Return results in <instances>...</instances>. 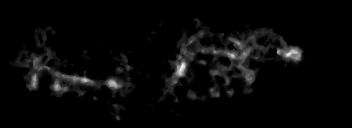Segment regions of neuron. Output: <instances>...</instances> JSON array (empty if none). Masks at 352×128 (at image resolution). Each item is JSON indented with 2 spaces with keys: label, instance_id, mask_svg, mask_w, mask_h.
Returning <instances> with one entry per match:
<instances>
[{
  "label": "neuron",
  "instance_id": "obj_1",
  "mask_svg": "<svg viewBox=\"0 0 352 128\" xmlns=\"http://www.w3.org/2000/svg\"><path fill=\"white\" fill-rule=\"evenodd\" d=\"M202 32V33H201ZM203 32H205V34H207V31H201L200 29H196V31H194L193 35H191L190 37L186 38V41L183 42L182 45V49L179 52V55L177 57V65L174 68V72L173 74H169L170 75V85L167 84L168 89L171 90L172 89V83L174 85H178L179 83H181V85L184 86H188L189 82H187L186 80L188 77L190 76V70L188 68H186V66L189 63L190 58L194 57L195 53H202L205 52V54H209L211 57L214 54H220L223 55L224 57H226L229 60H233V64H231V66L229 67H222L220 69H212L213 66H218V65H222L223 60H216L215 57L214 59H211V61L205 60L204 65L205 66H209L211 64V69H210V74L212 75L213 79L212 80H207V83H209L211 85V89L213 90L211 93V96H220L221 94L219 93V90L216 89L215 86V81L219 80V78H222L221 80H224L223 78H227L230 74L233 73L234 74H240L243 75V79H245L247 82L251 83L254 81V78H257L258 76H260L259 74H254L252 71H250L249 67H247V65L245 64V60H249L252 61V58L257 57V60H259L260 62L262 61L261 58L263 55H267V53L273 51L275 54V56H279L281 57V59L284 60H290V65H293L294 62H305L304 59L302 60V53L300 51V49L297 48L296 44H292L290 46H287V48L283 45V42H281L279 38H277L276 36L274 37V44H269L268 47H258L257 49V45L256 43L258 42V44L261 45V41L257 39H255L253 37V35H249V37L247 38L246 42H243L241 40H244L243 34H238L239 40L238 38L233 39L232 35L233 34H229V36L225 35V34H221L219 35V37H223L224 42H230L233 43V45L235 46V48H227V47H222V48H211V47H206L203 46V48L205 50H200L202 48V45H207V44H201L199 46V44L194 47L192 50H190L187 53V48L191 45L192 42H197L198 38H199V34H200V38L203 37ZM37 34V41L39 43V47L41 51H46L47 52V57L46 56H37L34 55L33 53H30V62L25 63L24 61H19L18 65L21 66H27V69L29 68V71L31 72V77L27 78L26 80H28L29 82V87L32 90H37V88H39L41 85L38 83V74H37V70H43L45 71L47 74H49L50 77L55 79L54 85L52 87V91L53 92H65L66 96L64 97L65 99H69L70 95L68 93V88L64 85V87H62V81H60L59 79H65L68 80L70 82H74L76 83V86H78L79 90L75 91V96L82 94V91H80V86L81 85H90L91 83H93L96 87H97V92L99 93H103L104 92V87H107L109 89L111 88H118L120 92L125 91V89H128L127 86H130L132 80L137 78V75H133V74H128L127 72V66L128 64H121L120 68L123 69L122 71V80H124V78L126 79V87H119V81H116L117 79L114 77H111V73L110 71L106 74V76H101L99 79H92L91 77L88 78H81L80 76H76L73 74H67L66 72H64L63 70L59 69V66H55L54 62L50 63L51 65H49L47 68H44L45 66L43 65V63H45L48 59V57H56V53L50 48V47H45L43 46L45 44V41L48 42V40L44 39L42 35H40V33H35ZM198 34V35H196ZM275 43L277 44V47H275ZM116 48L115 52H117V55H119V60L116 61V63H118L120 60H123L125 58L124 53H122V49L119 46H114ZM43 48H47L44 49ZM19 51H24V43L20 42L19 47H18ZM123 54V55H122ZM253 55V57L251 56ZM263 62V61H262ZM225 68H228L229 73L225 74V76H220V74H223L222 72L225 71ZM231 71V72H230ZM56 79H58V81H56ZM102 83V85L104 86H100L99 84ZM128 83V84H127ZM188 83V84H187ZM228 94L233 95L235 90L228 88L227 90ZM191 98L193 99H199L200 96L198 95H194L193 92H189L188 94ZM156 95H151L150 93L146 96L147 98H154ZM77 117H84L83 115L79 114L76 115V118H73L72 121L74 123L75 119H77ZM116 120H118L120 117V115H118L117 113H115Z\"/></svg>",
  "mask_w": 352,
  "mask_h": 128
}]
</instances>
